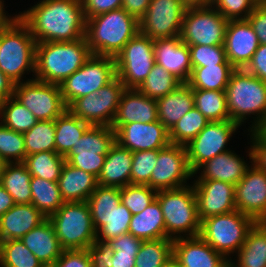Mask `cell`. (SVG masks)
<instances>
[{
	"label": "cell",
	"mask_w": 266,
	"mask_h": 267,
	"mask_svg": "<svg viewBox=\"0 0 266 267\" xmlns=\"http://www.w3.org/2000/svg\"><path fill=\"white\" fill-rule=\"evenodd\" d=\"M46 217L32 204H15L0 216V241L21 239Z\"/></svg>",
	"instance_id": "484cf974"
},
{
	"label": "cell",
	"mask_w": 266,
	"mask_h": 267,
	"mask_svg": "<svg viewBox=\"0 0 266 267\" xmlns=\"http://www.w3.org/2000/svg\"><path fill=\"white\" fill-rule=\"evenodd\" d=\"M157 192L148 185L129 184L120 188L121 203L132 215L139 214L156 199Z\"/></svg>",
	"instance_id": "c3c4849f"
},
{
	"label": "cell",
	"mask_w": 266,
	"mask_h": 267,
	"mask_svg": "<svg viewBox=\"0 0 266 267\" xmlns=\"http://www.w3.org/2000/svg\"><path fill=\"white\" fill-rule=\"evenodd\" d=\"M7 164L8 163L3 158L0 157V182L2 180V176L4 174V171H5Z\"/></svg>",
	"instance_id": "003e7915"
},
{
	"label": "cell",
	"mask_w": 266,
	"mask_h": 267,
	"mask_svg": "<svg viewBox=\"0 0 266 267\" xmlns=\"http://www.w3.org/2000/svg\"><path fill=\"white\" fill-rule=\"evenodd\" d=\"M37 43L71 42L85 36L86 19L81 0H40L19 12Z\"/></svg>",
	"instance_id": "6da1fadb"
},
{
	"label": "cell",
	"mask_w": 266,
	"mask_h": 267,
	"mask_svg": "<svg viewBox=\"0 0 266 267\" xmlns=\"http://www.w3.org/2000/svg\"><path fill=\"white\" fill-rule=\"evenodd\" d=\"M0 157L7 163H23L26 158L23 133L9 129L0 122Z\"/></svg>",
	"instance_id": "7dc6e473"
},
{
	"label": "cell",
	"mask_w": 266,
	"mask_h": 267,
	"mask_svg": "<svg viewBox=\"0 0 266 267\" xmlns=\"http://www.w3.org/2000/svg\"><path fill=\"white\" fill-rule=\"evenodd\" d=\"M255 221L240 211L207 217L201 221L200 236L228 261L245 242Z\"/></svg>",
	"instance_id": "52a82bcc"
},
{
	"label": "cell",
	"mask_w": 266,
	"mask_h": 267,
	"mask_svg": "<svg viewBox=\"0 0 266 267\" xmlns=\"http://www.w3.org/2000/svg\"><path fill=\"white\" fill-rule=\"evenodd\" d=\"M90 126L66 109L55 119V152L65 156Z\"/></svg>",
	"instance_id": "d6a6232c"
},
{
	"label": "cell",
	"mask_w": 266,
	"mask_h": 267,
	"mask_svg": "<svg viewBox=\"0 0 266 267\" xmlns=\"http://www.w3.org/2000/svg\"><path fill=\"white\" fill-rule=\"evenodd\" d=\"M0 122L11 130L25 133L30 130L38 120L32 112L11 97L0 103Z\"/></svg>",
	"instance_id": "60d3db41"
},
{
	"label": "cell",
	"mask_w": 266,
	"mask_h": 267,
	"mask_svg": "<svg viewBox=\"0 0 266 267\" xmlns=\"http://www.w3.org/2000/svg\"><path fill=\"white\" fill-rule=\"evenodd\" d=\"M186 9L181 0H151L139 19V32L153 40L180 36Z\"/></svg>",
	"instance_id": "e0dca14e"
},
{
	"label": "cell",
	"mask_w": 266,
	"mask_h": 267,
	"mask_svg": "<svg viewBox=\"0 0 266 267\" xmlns=\"http://www.w3.org/2000/svg\"><path fill=\"white\" fill-rule=\"evenodd\" d=\"M133 152L115 142L106 155L98 185L122 188L130 184Z\"/></svg>",
	"instance_id": "83f0119b"
},
{
	"label": "cell",
	"mask_w": 266,
	"mask_h": 267,
	"mask_svg": "<svg viewBox=\"0 0 266 267\" xmlns=\"http://www.w3.org/2000/svg\"><path fill=\"white\" fill-rule=\"evenodd\" d=\"M194 106L209 121L230 120L226 91L193 89Z\"/></svg>",
	"instance_id": "f35d334b"
},
{
	"label": "cell",
	"mask_w": 266,
	"mask_h": 267,
	"mask_svg": "<svg viewBox=\"0 0 266 267\" xmlns=\"http://www.w3.org/2000/svg\"><path fill=\"white\" fill-rule=\"evenodd\" d=\"M187 8L207 7L212 5L213 0H181Z\"/></svg>",
	"instance_id": "03108f58"
},
{
	"label": "cell",
	"mask_w": 266,
	"mask_h": 267,
	"mask_svg": "<svg viewBox=\"0 0 266 267\" xmlns=\"http://www.w3.org/2000/svg\"><path fill=\"white\" fill-rule=\"evenodd\" d=\"M192 67H206L216 64H230L224 45H188Z\"/></svg>",
	"instance_id": "816d5d0a"
},
{
	"label": "cell",
	"mask_w": 266,
	"mask_h": 267,
	"mask_svg": "<svg viewBox=\"0 0 266 267\" xmlns=\"http://www.w3.org/2000/svg\"><path fill=\"white\" fill-rule=\"evenodd\" d=\"M227 23L212 5L187 8L180 39L187 45H224Z\"/></svg>",
	"instance_id": "4fadbf2b"
},
{
	"label": "cell",
	"mask_w": 266,
	"mask_h": 267,
	"mask_svg": "<svg viewBox=\"0 0 266 267\" xmlns=\"http://www.w3.org/2000/svg\"><path fill=\"white\" fill-rule=\"evenodd\" d=\"M194 177L185 146L169 144L158 150L157 163L148 186L156 191L185 187Z\"/></svg>",
	"instance_id": "2e32d148"
},
{
	"label": "cell",
	"mask_w": 266,
	"mask_h": 267,
	"mask_svg": "<svg viewBox=\"0 0 266 267\" xmlns=\"http://www.w3.org/2000/svg\"><path fill=\"white\" fill-rule=\"evenodd\" d=\"M235 255L234 259H237L229 261L232 267H266V224L264 222H255L248 231L244 244Z\"/></svg>",
	"instance_id": "4dcf8cb0"
},
{
	"label": "cell",
	"mask_w": 266,
	"mask_h": 267,
	"mask_svg": "<svg viewBox=\"0 0 266 267\" xmlns=\"http://www.w3.org/2000/svg\"><path fill=\"white\" fill-rule=\"evenodd\" d=\"M1 267H45L20 240L0 241Z\"/></svg>",
	"instance_id": "7bdbcfd3"
},
{
	"label": "cell",
	"mask_w": 266,
	"mask_h": 267,
	"mask_svg": "<svg viewBox=\"0 0 266 267\" xmlns=\"http://www.w3.org/2000/svg\"><path fill=\"white\" fill-rule=\"evenodd\" d=\"M115 77L114 57L91 55L80 69L59 84L65 105L68 107L82 96L97 93Z\"/></svg>",
	"instance_id": "9c48e42d"
},
{
	"label": "cell",
	"mask_w": 266,
	"mask_h": 267,
	"mask_svg": "<svg viewBox=\"0 0 266 267\" xmlns=\"http://www.w3.org/2000/svg\"><path fill=\"white\" fill-rule=\"evenodd\" d=\"M115 142L116 132L110 126L91 125L64 158L70 165L98 178Z\"/></svg>",
	"instance_id": "8fae6325"
},
{
	"label": "cell",
	"mask_w": 266,
	"mask_h": 267,
	"mask_svg": "<svg viewBox=\"0 0 266 267\" xmlns=\"http://www.w3.org/2000/svg\"><path fill=\"white\" fill-rule=\"evenodd\" d=\"M20 240L45 267H52L64 250L48 218L30 230Z\"/></svg>",
	"instance_id": "4316f807"
},
{
	"label": "cell",
	"mask_w": 266,
	"mask_h": 267,
	"mask_svg": "<svg viewBox=\"0 0 266 267\" xmlns=\"http://www.w3.org/2000/svg\"><path fill=\"white\" fill-rule=\"evenodd\" d=\"M181 84L178 78L155 64L138 90L149 98L158 99L173 92Z\"/></svg>",
	"instance_id": "ee69618b"
},
{
	"label": "cell",
	"mask_w": 266,
	"mask_h": 267,
	"mask_svg": "<svg viewBox=\"0 0 266 267\" xmlns=\"http://www.w3.org/2000/svg\"><path fill=\"white\" fill-rule=\"evenodd\" d=\"M257 131L266 138V120L265 122L257 129Z\"/></svg>",
	"instance_id": "89a4df30"
},
{
	"label": "cell",
	"mask_w": 266,
	"mask_h": 267,
	"mask_svg": "<svg viewBox=\"0 0 266 267\" xmlns=\"http://www.w3.org/2000/svg\"><path fill=\"white\" fill-rule=\"evenodd\" d=\"M151 0H123L122 8L138 20L146 13Z\"/></svg>",
	"instance_id": "94428289"
},
{
	"label": "cell",
	"mask_w": 266,
	"mask_h": 267,
	"mask_svg": "<svg viewBox=\"0 0 266 267\" xmlns=\"http://www.w3.org/2000/svg\"><path fill=\"white\" fill-rule=\"evenodd\" d=\"M86 202L97 232L110 219L115 208L121 204L120 188L97 185Z\"/></svg>",
	"instance_id": "836d02e7"
},
{
	"label": "cell",
	"mask_w": 266,
	"mask_h": 267,
	"mask_svg": "<svg viewBox=\"0 0 266 267\" xmlns=\"http://www.w3.org/2000/svg\"><path fill=\"white\" fill-rule=\"evenodd\" d=\"M154 121H158L156 99L145 96L138 89H125L112 124Z\"/></svg>",
	"instance_id": "d4e9b609"
},
{
	"label": "cell",
	"mask_w": 266,
	"mask_h": 267,
	"mask_svg": "<svg viewBox=\"0 0 266 267\" xmlns=\"http://www.w3.org/2000/svg\"><path fill=\"white\" fill-rule=\"evenodd\" d=\"M154 57L157 65L162 66L182 83H187L192 65L189 46L180 36L154 40Z\"/></svg>",
	"instance_id": "603a6c76"
},
{
	"label": "cell",
	"mask_w": 266,
	"mask_h": 267,
	"mask_svg": "<svg viewBox=\"0 0 266 267\" xmlns=\"http://www.w3.org/2000/svg\"><path fill=\"white\" fill-rule=\"evenodd\" d=\"M173 258L179 267H227L229 261L200 235L173 240Z\"/></svg>",
	"instance_id": "7402d4cb"
},
{
	"label": "cell",
	"mask_w": 266,
	"mask_h": 267,
	"mask_svg": "<svg viewBox=\"0 0 266 267\" xmlns=\"http://www.w3.org/2000/svg\"><path fill=\"white\" fill-rule=\"evenodd\" d=\"M248 152L251 166L235 185L236 210L251 217L255 222L266 221V172L253 163V150Z\"/></svg>",
	"instance_id": "ac0fdd59"
},
{
	"label": "cell",
	"mask_w": 266,
	"mask_h": 267,
	"mask_svg": "<svg viewBox=\"0 0 266 267\" xmlns=\"http://www.w3.org/2000/svg\"><path fill=\"white\" fill-rule=\"evenodd\" d=\"M97 178L66 162L58 179V186L64 202H85L96 189Z\"/></svg>",
	"instance_id": "f1b7e54d"
},
{
	"label": "cell",
	"mask_w": 266,
	"mask_h": 267,
	"mask_svg": "<svg viewBox=\"0 0 266 267\" xmlns=\"http://www.w3.org/2000/svg\"><path fill=\"white\" fill-rule=\"evenodd\" d=\"M187 84L192 89L226 91L231 73V64H216L206 67H192Z\"/></svg>",
	"instance_id": "e575fe53"
},
{
	"label": "cell",
	"mask_w": 266,
	"mask_h": 267,
	"mask_svg": "<svg viewBox=\"0 0 266 267\" xmlns=\"http://www.w3.org/2000/svg\"><path fill=\"white\" fill-rule=\"evenodd\" d=\"M64 250L87 249L96 241V230L87 202H64L49 218Z\"/></svg>",
	"instance_id": "ba28073f"
},
{
	"label": "cell",
	"mask_w": 266,
	"mask_h": 267,
	"mask_svg": "<svg viewBox=\"0 0 266 267\" xmlns=\"http://www.w3.org/2000/svg\"><path fill=\"white\" fill-rule=\"evenodd\" d=\"M31 178L32 175L23 163H8L0 183L12 196L15 204H31Z\"/></svg>",
	"instance_id": "d590c367"
},
{
	"label": "cell",
	"mask_w": 266,
	"mask_h": 267,
	"mask_svg": "<svg viewBox=\"0 0 266 267\" xmlns=\"http://www.w3.org/2000/svg\"><path fill=\"white\" fill-rule=\"evenodd\" d=\"M246 162L244 156H238L235 151H226L202 164L194 173L195 176L202 170L195 180H217L236 185L251 166Z\"/></svg>",
	"instance_id": "cb8c5ba5"
},
{
	"label": "cell",
	"mask_w": 266,
	"mask_h": 267,
	"mask_svg": "<svg viewBox=\"0 0 266 267\" xmlns=\"http://www.w3.org/2000/svg\"><path fill=\"white\" fill-rule=\"evenodd\" d=\"M173 258V239L143 241L135 257V267H162Z\"/></svg>",
	"instance_id": "ab89813d"
},
{
	"label": "cell",
	"mask_w": 266,
	"mask_h": 267,
	"mask_svg": "<svg viewBox=\"0 0 266 267\" xmlns=\"http://www.w3.org/2000/svg\"><path fill=\"white\" fill-rule=\"evenodd\" d=\"M126 88L116 76L101 87L97 93L82 96L74 100L67 109L82 121L91 125L110 126L115 118L122 92Z\"/></svg>",
	"instance_id": "7c38bea8"
},
{
	"label": "cell",
	"mask_w": 266,
	"mask_h": 267,
	"mask_svg": "<svg viewBox=\"0 0 266 267\" xmlns=\"http://www.w3.org/2000/svg\"><path fill=\"white\" fill-rule=\"evenodd\" d=\"M155 64L154 40L138 32L115 56L116 76L126 89H138Z\"/></svg>",
	"instance_id": "30bf717a"
},
{
	"label": "cell",
	"mask_w": 266,
	"mask_h": 267,
	"mask_svg": "<svg viewBox=\"0 0 266 267\" xmlns=\"http://www.w3.org/2000/svg\"><path fill=\"white\" fill-rule=\"evenodd\" d=\"M91 55L85 37L71 42L37 43L33 78L59 85L80 69Z\"/></svg>",
	"instance_id": "3957f363"
},
{
	"label": "cell",
	"mask_w": 266,
	"mask_h": 267,
	"mask_svg": "<svg viewBox=\"0 0 266 267\" xmlns=\"http://www.w3.org/2000/svg\"><path fill=\"white\" fill-rule=\"evenodd\" d=\"M248 135L253 150V163L266 172V138L257 130L249 131Z\"/></svg>",
	"instance_id": "91938a15"
},
{
	"label": "cell",
	"mask_w": 266,
	"mask_h": 267,
	"mask_svg": "<svg viewBox=\"0 0 266 267\" xmlns=\"http://www.w3.org/2000/svg\"><path fill=\"white\" fill-rule=\"evenodd\" d=\"M247 20L253 27L259 43L266 44V4L256 5Z\"/></svg>",
	"instance_id": "680465c9"
},
{
	"label": "cell",
	"mask_w": 266,
	"mask_h": 267,
	"mask_svg": "<svg viewBox=\"0 0 266 267\" xmlns=\"http://www.w3.org/2000/svg\"><path fill=\"white\" fill-rule=\"evenodd\" d=\"M256 5L266 4V0H253Z\"/></svg>",
	"instance_id": "2644e50d"
},
{
	"label": "cell",
	"mask_w": 266,
	"mask_h": 267,
	"mask_svg": "<svg viewBox=\"0 0 266 267\" xmlns=\"http://www.w3.org/2000/svg\"><path fill=\"white\" fill-rule=\"evenodd\" d=\"M128 233L143 241L169 238L157 199L139 214L132 215Z\"/></svg>",
	"instance_id": "1f68e13d"
},
{
	"label": "cell",
	"mask_w": 266,
	"mask_h": 267,
	"mask_svg": "<svg viewBox=\"0 0 266 267\" xmlns=\"http://www.w3.org/2000/svg\"><path fill=\"white\" fill-rule=\"evenodd\" d=\"M239 127L241 126L232 120L209 122L185 146L191 170L195 173L207 160L229 151L227 144Z\"/></svg>",
	"instance_id": "9a60e30c"
},
{
	"label": "cell",
	"mask_w": 266,
	"mask_h": 267,
	"mask_svg": "<svg viewBox=\"0 0 266 267\" xmlns=\"http://www.w3.org/2000/svg\"><path fill=\"white\" fill-rule=\"evenodd\" d=\"M15 83L0 69V103L13 97Z\"/></svg>",
	"instance_id": "6125c7cd"
},
{
	"label": "cell",
	"mask_w": 266,
	"mask_h": 267,
	"mask_svg": "<svg viewBox=\"0 0 266 267\" xmlns=\"http://www.w3.org/2000/svg\"><path fill=\"white\" fill-rule=\"evenodd\" d=\"M52 267H92L86 249L63 250Z\"/></svg>",
	"instance_id": "11a10c76"
},
{
	"label": "cell",
	"mask_w": 266,
	"mask_h": 267,
	"mask_svg": "<svg viewBox=\"0 0 266 267\" xmlns=\"http://www.w3.org/2000/svg\"><path fill=\"white\" fill-rule=\"evenodd\" d=\"M36 44L19 17L0 31V69L15 84L25 82L22 78L26 72L35 73Z\"/></svg>",
	"instance_id": "5b68a950"
},
{
	"label": "cell",
	"mask_w": 266,
	"mask_h": 267,
	"mask_svg": "<svg viewBox=\"0 0 266 267\" xmlns=\"http://www.w3.org/2000/svg\"><path fill=\"white\" fill-rule=\"evenodd\" d=\"M162 267H179V265L177 261L174 258H172Z\"/></svg>",
	"instance_id": "a7ac6f4b"
},
{
	"label": "cell",
	"mask_w": 266,
	"mask_h": 267,
	"mask_svg": "<svg viewBox=\"0 0 266 267\" xmlns=\"http://www.w3.org/2000/svg\"><path fill=\"white\" fill-rule=\"evenodd\" d=\"M244 70L266 82V44H260Z\"/></svg>",
	"instance_id": "6f0895ef"
},
{
	"label": "cell",
	"mask_w": 266,
	"mask_h": 267,
	"mask_svg": "<svg viewBox=\"0 0 266 267\" xmlns=\"http://www.w3.org/2000/svg\"><path fill=\"white\" fill-rule=\"evenodd\" d=\"M227 108L230 120L242 126L253 115L249 131L257 130L266 120V82L235 69L226 87ZM252 115V116H251Z\"/></svg>",
	"instance_id": "277c9868"
},
{
	"label": "cell",
	"mask_w": 266,
	"mask_h": 267,
	"mask_svg": "<svg viewBox=\"0 0 266 267\" xmlns=\"http://www.w3.org/2000/svg\"><path fill=\"white\" fill-rule=\"evenodd\" d=\"M260 45L253 27L246 20H229L225 31V53L235 69H244Z\"/></svg>",
	"instance_id": "44dd1931"
},
{
	"label": "cell",
	"mask_w": 266,
	"mask_h": 267,
	"mask_svg": "<svg viewBox=\"0 0 266 267\" xmlns=\"http://www.w3.org/2000/svg\"><path fill=\"white\" fill-rule=\"evenodd\" d=\"M15 205L14 199L0 183V216Z\"/></svg>",
	"instance_id": "be15d7a7"
},
{
	"label": "cell",
	"mask_w": 266,
	"mask_h": 267,
	"mask_svg": "<svg viewBox=\"0 0 266 267\" xmlns=\"http://www.w3.org/2000/svg\"><path fill=\"white\" fill-rule=\"evenodd\" d=\"M158 121L169 131L194 107L193 89L182 83L173 92L156 99Z\"/></svg>",
	"instance_id": "f546056e"
},
{
	"label": "cell",
	"mask_w": 266,
	"mask_h": 267,
	"mask_svg": "<svg viewBox=\"0 0 266 267\" xmlns=\"http://www.w3.org/2000/svg\"><path fill=\"white\" fill-rule=\"evenodd\" d=\"M4 6V0H0V31L10 26L19 17V14H15V16L8 15L9 13L5 11Z\"/></svg>",
	"instance_id": "e7e4bbea"
},
{
	"label": "cell",
	"mask_w": 266,
	"mask_h": 267,
	"mask_svg": "<svg viewBox=\"0 0 266 267\" xmlns=\"http://www.w3.org/2000/svg\"><path fill=\"white\" fill-rule=\"evenodd\" d=\"M13 97L28 108L38 121L55 120L66 109L60 85L31 79L15 84Z\"/></svg>",
	"instance_id": "5bb4252c"
},
{
	"label": "cell",
	"mask_w": 266,
	"mask_h": 267,
	"mask_svg": "<svg viewBox=\"0 0 266 267\" xmlns=\"http://www.w3.org/2000/svg\"><path fill=\"white\" fill-rule=\"evenodd\" d=\"M116 142L131 152L160 150L170 144L169 131L159 122L112 124Z\"/></svg>",
	"instance_id": "d6986e66"
},
{
	"label": "cell",
	"mask_w": 266,
	"mask_h": 267,
	"mask_svg": "<svg viewBox=\"0 0 266 267\" xmlns=\"http://www.w3.org/2000/svg\"><path fill=\"white\" fill-rule=\"evenodd\" d=\"M191 183L194 187L200 221L236 210L234 184L217 180H194Z\"/></svg>",
	"instance_id": "ffe728a7"
},
{
	"label": "cell",
	"mask_w": 266,
	"mask_h": 267,
	"mask_svg": "<svg viewBox=\"0 0 266 267\" xmlns=\"http://www.w3.org/2000/svg\"><path fill=\"white\" fill-rule=\"evenodd\" d=\"M65 163L64 156L55 151L34 153L26 156L23 161L32 177H39L51 182H58Z\"/></svg>",
	"instance_id": "74e56055"
},
{
	"label": "cell",
	"mask_w": 266,
	"mask_h": 267,
	"mask_svg": "<svg viewBox=\"0 0 266 267\" xmlns=\"http://www.w3.org/2000/svg\"><path fill=\"white\" fill-rule=\"evenodd\" d=\"M156 199L159 201L169 238L174 240L200 234L201 221L192 184L177 189L159 190Z\"/></svg>",
	"instance_id": "8992f818"
},
{
	"label": "cell",
	"mask_w": 266,
	"mask_h": 267,
	"mask_svg": "<svg viewBox=\"0 0 266 267\" xmlns=\"http://www.w3.org/2000/svg\"><path fill=\"white\" fill-rule=\"evenodd\" d=\"M212 6L229 20H246L254 10L253 0H213Z\"/></svg>",
	"instance_id": "f5cc1de1"
},
{
	"label": "cell",
	"mask_w": 266,
	"mask_h": 267,
	"mask_svg": "<svg viewBox=\"0 0 266 267\" xmlns=\"http://www.w3.org/2000/svg\"><path fill=\"white\" fill-rule=\"evenodd\" d=\"M30 188L32 193L31 204L46 218L53 215L64 204L58 182L32 177Z\"/></svg>",
	"instance_id": "8d00e7d4"
},
{
	"label": "cell",
	"mask_w": 266,
	"mask_h": 267,
	"mask_svg": "<svg viewBox=\"0 0 266 267\" xmlns=\"http://www.w3.org/2000/svg\"><path fill=\"white\" fill-rule=\"evenodd\" d=\"M139 32V20L123 8L86 19L85 39L92 55L114 57Z\"/></svg>",
	"instance_id": "7a4b0ae2"
},
{
	"label": "cell",
	"mask_w": 266,
	"mask_h": 267,
	"mask_svg": "<svg viewBox=\"0 0 266 267\" xmlns=\"http://www.w3.org/2000/svg\"><path fill=\"white\" fill-rule=\"evenodd\" d=\"M107 242L115 251L110 267H135V257L143 240L126 233Z\"/></svg>",
	"instance_id": "bcb514c9"
},
{
	"label": "cell",
	"mask_w": 266,
	"mask_h": 267,
	"mask_svg": "<svg viewBox=\"0 0 266 267\" xmlns=\"http://www.w3.org/2000/svg\"><path fill=\"white\" fill-rule=\"evenodd\" d=\"M131 218L132 213L121 203L115 208L106 224L96 232V240L107 242L112 238L128 233Z\"/></svg>",
	"instance_id": "681fc988"
},
{
	"label": "cell",
	"mask_w": 266,
	"mask_h": 267,
	"mask_svg": "<svg viewBox=\"0 0 266 267\" xmlns=\"http://www.w3.org/2000/svg\"><path fill=\"white\" fill-rule=\"evenodd\" d=\"M85 19L122 8L123 0H81Z\"/></svg>",
	"instance_id": "9f6ffc18"
},
{
	"label": "cell",
	"mask_w": 266,
	"mask_h": 267,
	"mask_svg": "<svg viewBox=\"0 0 266 267\" xmlns=\"http://www.w3.org/2000/svg\"><path fill=\"white\" fill-rule=\"evenodd\" d=\"M208 123L209 121L194 106L169 130L170 143L186 146Z\"/></svg>",
	"instance_id": "b9f144b4"
},
{
	"label": "cell",
	"mask_w": 266,
	"mask_h": 267,
	"mask_svg": "<svg viewBox=\"0 0 266 267\" xmlns=\"http://www.w3.org/2000/svg\"><path fill=\"white\" fill-rule=\"evenodd\" d=\"M26 156L45 151H55V120L38 121L23 133Z\"/></svg>",
	"instance_id": "f6af8a7d"
},
{
	"label": "cell",
	"mask_w": 266,
	"mask_h": 267,
	"mask_svg": "<svg viewBox=\"0 0 266 267\" xmlns=\"http://www.w3.org/2000/svg\"><path fill=\"white\" fill-rule=\"evenodd\" d=\"M158 150L133 152L130 184L148 185L157 163Z\"/></svg>",
	"instance_id": "f907efd6"
},
{
	"label": "cell",
	"mask_w": 266,
	"mask_h": 267,
	"mask_svg": "<svg viewBox=\"0 0 266 267\" xmlns=\"http://www.w3.org/2000/svg\"><path fill=\"white\" fill-rule=\"evenodd\" d=\"M86 250L92 267H110L115 251L108 242L96 240Z\"/></svg>",
	"instance_id": "db71d44e"
}]
</instances>
